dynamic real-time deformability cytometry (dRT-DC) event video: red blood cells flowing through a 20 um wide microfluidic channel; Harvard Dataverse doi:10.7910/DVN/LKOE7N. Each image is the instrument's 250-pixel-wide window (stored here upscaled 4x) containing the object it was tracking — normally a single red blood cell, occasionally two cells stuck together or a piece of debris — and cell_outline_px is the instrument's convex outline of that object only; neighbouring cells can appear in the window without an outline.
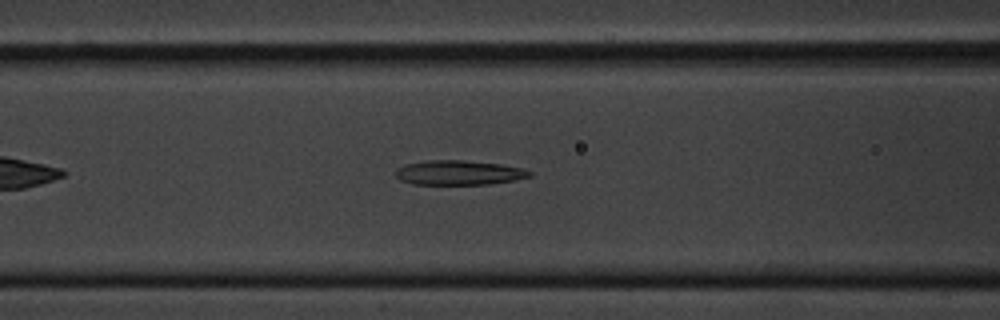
{"species": "common noctule bat (a hibernating species)", "species_latin": "Nyctalus noctula", "temperature_condition": "cold", "stored_images_in_passage": 47, "segment_of_instrument_passage": [1, 2], "camera_frame_rate_fps": 3000, "um_per_image_px": 0.085, "animal": {"sex": "male", "body_mass_g": 20.1, "forearm_length_mm": 53.5}, "frame": {"image": 1, "passage_image": 12, "time_ms": 3.667, "image_size_px": [1000, 320], "cell_outline_px": [[532, 176], [516, 180], [488, 184], [412, 184], [400, 180], [396, 176], [396, 168], [404, 164], [428, 160], [464, 160], [500, 164], [524, 168], [532, 172]], "centroid_in_image_um": [39.01, 14.67], "position_along_channel_um": 127.6, "area_um2": 19.31}}
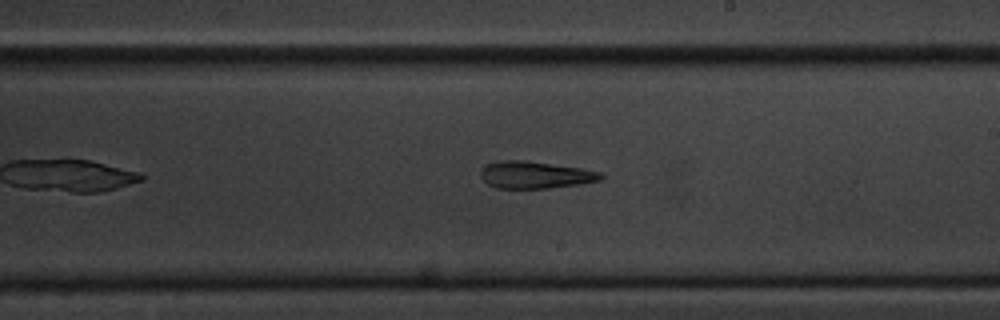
{"frame": {"image": 2, "passage_image": 22, "time_ms": 7.0, "image_size_px": [1000, 320], "cell_outline_px": [[604, 176], [600, 180], [580, 184], [548, 188], [496, 188], [488, 184], [480, 176], [480, 172], [488, 164], [500, 160], [524, 160], [580, 168], [600, 172]], "centroid_in_image_um": [45.48, 14.87], "position_along_channel_um": 243.5, "area_um2": 18.79}}
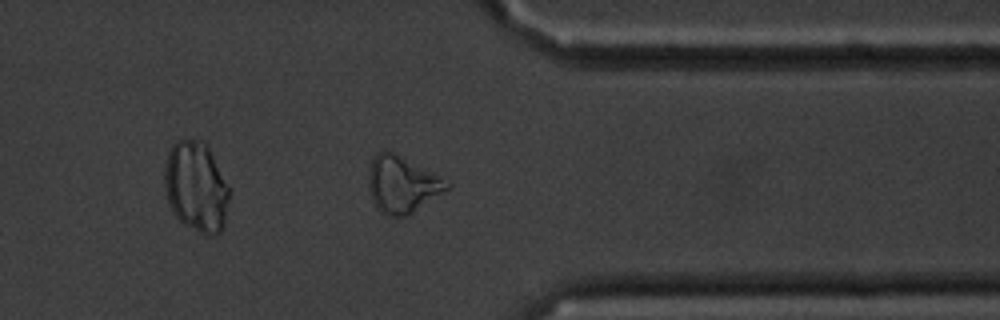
{"frame": {"image": 3, "passage_image": 34, "time_ms": 11.0, "image_size_px": [1000, 320], "cell_outline_px": [[448, 188], [408, 216], [384, 216], [376, 208], [372, 200], [368, 188], [368, 172], [372, 156], [376, 152], [392, 152], [440, 176], [448, 184]], "centroid_in_image_um": [34.1, 15.7], "position_along_channel_um": 377.3, "area_um2": 25.55}}